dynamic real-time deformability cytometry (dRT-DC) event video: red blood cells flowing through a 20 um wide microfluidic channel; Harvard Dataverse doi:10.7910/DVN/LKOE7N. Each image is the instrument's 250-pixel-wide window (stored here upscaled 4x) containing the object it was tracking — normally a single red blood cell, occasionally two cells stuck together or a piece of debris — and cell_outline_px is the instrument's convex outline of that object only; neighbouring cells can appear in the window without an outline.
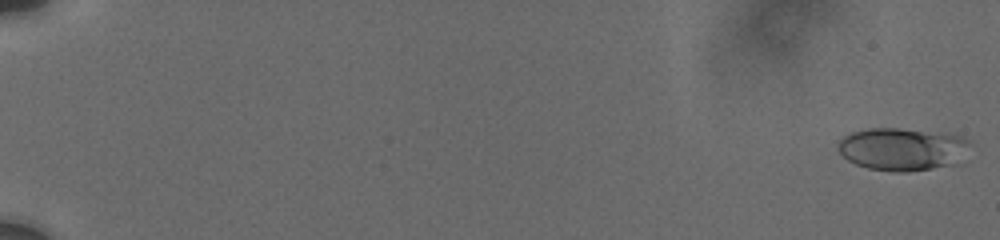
{"species": "human", "species_latin": "Homo sapiens", "temperature_condition": "cold", "stored_images_in_passage": 52, "camera_frame_rate_fps": 3000, "um_per_image_px": 0.085, "donor": {"sex": "male"}, "frame": {"image": 1, "passage_image": 1, "time_ms": 0.0, "image_size_px": [1000, 240], "cell_outline_px": [[972, 144], [956, 164], [908, 172], [892, 172], [868, 168], [856, 164], [848, 160], [836, 148], [836, 144], [844, 136], [852, 132], [868, 128], [896, 128], [960, 136], [972, 140]], "centroid_in_image_um": [76.68, 12.68], "position_along_channel_um": 8.3, "area_um2": 32.77}}
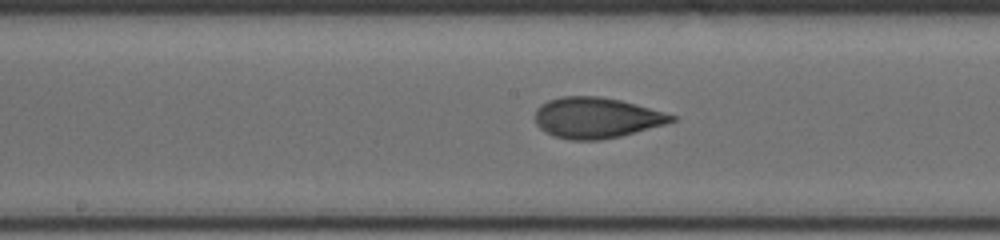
{"frame": {"image": 2, "passage_image": 31, "time_ms": 10.667, "image_size_px": [1000, 240], "cell_outline_px": [[676, 120], [664, 124], [620, 136], [600, 140], [568, 140], [552, 136], [544, 132], [536, 124], [536, 108], [540, 104], [548, 100], [560, 96], [600, 96], [620, 100], [636, 104], [664, 112], [676, 116]], "centroid_in_image_um": [50.64, 10.01], "position_along_channel_um": 197.6, "area_um2": 32.43}}
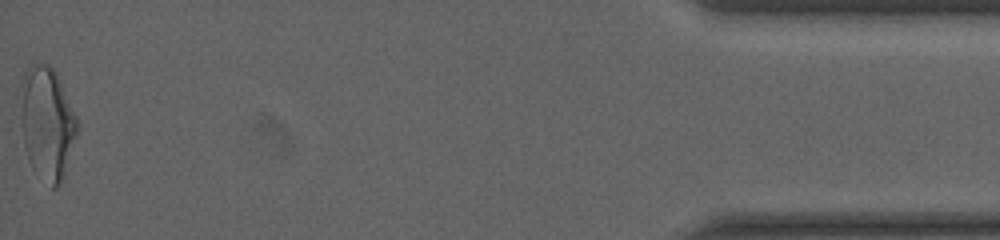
{"frame": {"image": 3, "passage_image": 52, "time_ms": 19.0, "image_size_px": [1000, 240], "cell_outline_px": [[80, 128], [60, 184], [56, 188], [52, 188], [24, 144], [24, 72], [32, 64], [48, 64], [56, 72], [76, 116]], "centroid_in_image_um": [4.12, 10.38], "position_along_channel_um": 431.1, "area_um2": 34.56}, "authors_computed_cell_mechanics": {"area_um2": 31.5299, "velocity_mm_per_s": 3.7604, "shape_relaxation_time_tau1_ms": 6.0989, "shape_relaxation_time_tau2_ms": 1.5559, "deformation_change_tau1": 0.1662, "deformation_change_tau2": 0.0864}}